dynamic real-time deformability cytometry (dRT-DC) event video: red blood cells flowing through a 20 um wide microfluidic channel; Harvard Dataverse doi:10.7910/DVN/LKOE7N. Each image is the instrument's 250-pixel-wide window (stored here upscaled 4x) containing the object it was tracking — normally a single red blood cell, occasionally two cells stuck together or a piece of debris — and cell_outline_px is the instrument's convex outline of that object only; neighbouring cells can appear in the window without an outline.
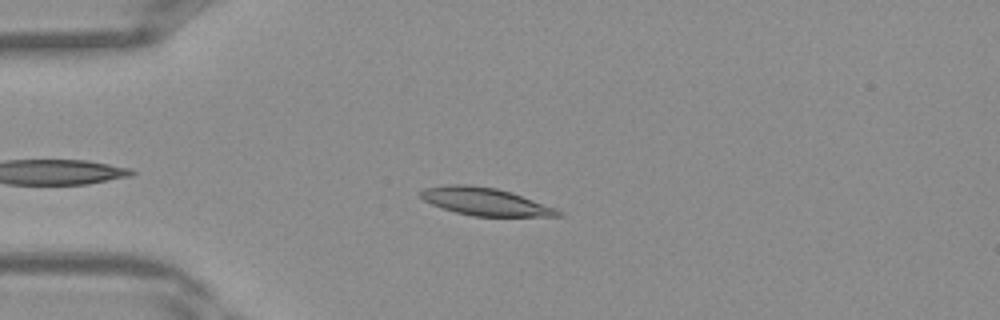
{"species": "Egyptian fruit bat (a non-hibernating species)", "species_latin": "Rousettus aegyptiacus", "temperature_condition": "warm", "stored_images_in_passage": 32, "camera_frame_rate_fps": 3000, "um_per_image_px": 0.085, "frame": {"image": 1, "passage_image": 5, "time_ms": 1.333, "image_size_px": [1000, 320], "cell_outline_px": [[564, 216], [472, 216], [456, 212], [432, 204], [424, 200], [420, 196], [420, 192], [424, 188], [448, 184], [468, 184], [496, 188], [512, 192], [556, 208], [564, 212]], "centroid_in_image_um": [41.27, 17.13], "position_along_channel_um": 43.7, "area_um2": 22.14}}
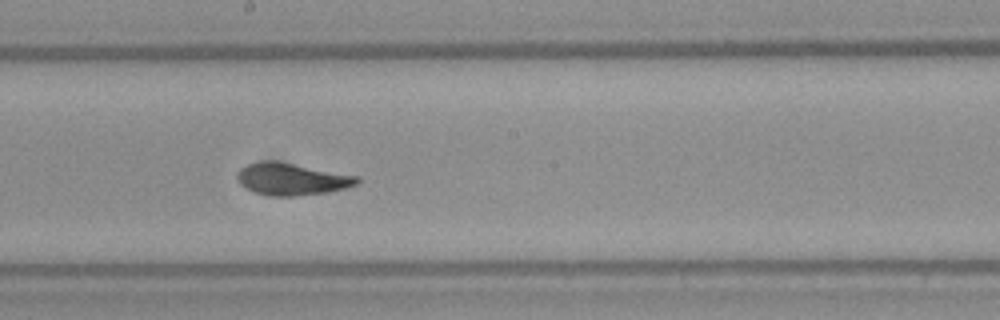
{"frame": {"image": 2, "passage_image": 17, "time_ms": 5.333, "image_size_px": [1000, 320], "cell_outline_px": [[360, 180], [356, 184], [344, 188], [328, 192], [296, 196], [276, 196], [256, 192], [240, 184], [236, 180], [236, 172], [240, 168], [248, 164], [268, 160], [272, 160], [360, 176]], "centroid_in_image_um": [24.79, 15.22], "position_along_channel_um": 223.4, "area_um2": 22.2}}
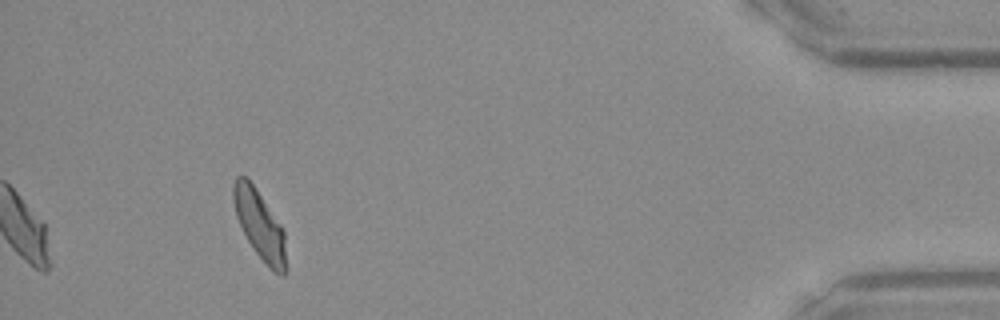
{"frame": {"image": 3, "passage_image": 32, "time_ms": 10.333, "image_size_px": [1000, 320], "cell_outline_px": [[288, 268], [284, 276], [280, 276], [256, 252], [248, 240], [236, 216], [232, 200], [232, 184], [236, 176], [244, 176], [252, 184], [284, 228]], "centroid_in_image_um": [22.1, 19.12], "position_along_channel_um": 413.1, "area_um2": 21.04}}